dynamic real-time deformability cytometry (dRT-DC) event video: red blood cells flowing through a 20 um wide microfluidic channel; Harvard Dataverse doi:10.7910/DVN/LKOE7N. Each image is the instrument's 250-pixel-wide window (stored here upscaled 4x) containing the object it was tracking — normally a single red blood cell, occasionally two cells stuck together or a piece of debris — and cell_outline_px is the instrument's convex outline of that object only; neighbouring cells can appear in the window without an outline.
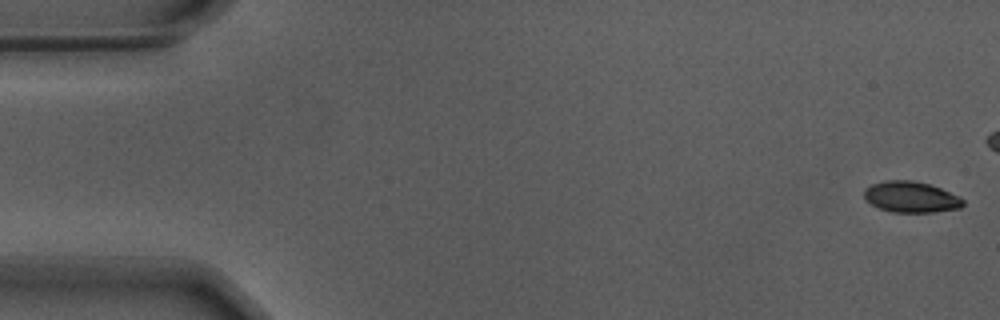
{"species": "Egyptian fruit bat (a non-hibernating species)", "species_latin": "Rousettus aegyptiacus", "temperature_condition": "warm", "stored_images_in_passage": 45, "camera_frame_rate_fps": 3000, "um_per_image_px": 0.085, "animal": {"sex": "male"}, "frame": {"image": 1, "passage_image": 1, "time_ms": 0.0, "image_size_px": [1000, 320], "cell_outline_px": [[964, 204], [960, 208], [932, 212], [892, 212], [880, 208], [864, 200], [864, 188], [872, 184], [884, 180], [912, 180], [928, 184], [940, 188], [960, 196], [964, 200]], "centroid_in_image_um": [77.42, 16.74], "position_along_channel_um": 7.6, "area_um2": 17.92}}
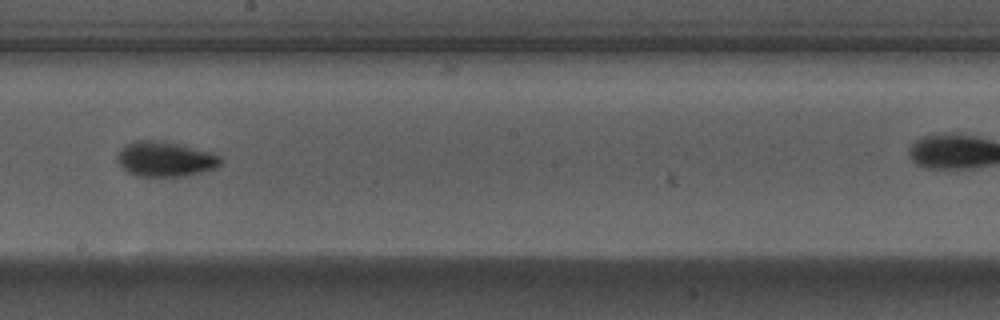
{"frame": {"image": 2, "passage_image": 31, "time_ms": 10.0, "image_size_px": [1000, 320], "cell_outline_px": [[224, 160], [216, 168], [184, 176], [136, 176], [128, 172], [116, 160], [116, 156], [128, 144], [136, 140], [160, 140], [180, 144], [212, 152], [220, 156]], "centroid_in_image_um": [14.08, 13.52], "position_along_channel_um": 234.1, "area_um2": 21.04}}
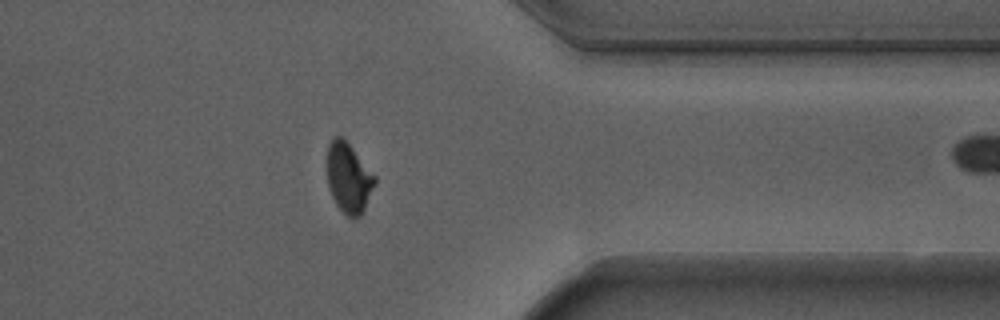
{"frame": {"image": 3, "passage_image": 44, "time_ms": 14.333, "image_size_px": [1000, 320], "cell_outline_px": [[376, 184], [360, 216], [348, 216], [336, 204], [328, 188], [324, 160], [328, 144], [336, 136], [340, 136], [352, 148], [376, 176]], "centroid_in_image_um": [29.58, 15.08], "position_along_channel_um": 381.8, "area_um2": 19.59}}